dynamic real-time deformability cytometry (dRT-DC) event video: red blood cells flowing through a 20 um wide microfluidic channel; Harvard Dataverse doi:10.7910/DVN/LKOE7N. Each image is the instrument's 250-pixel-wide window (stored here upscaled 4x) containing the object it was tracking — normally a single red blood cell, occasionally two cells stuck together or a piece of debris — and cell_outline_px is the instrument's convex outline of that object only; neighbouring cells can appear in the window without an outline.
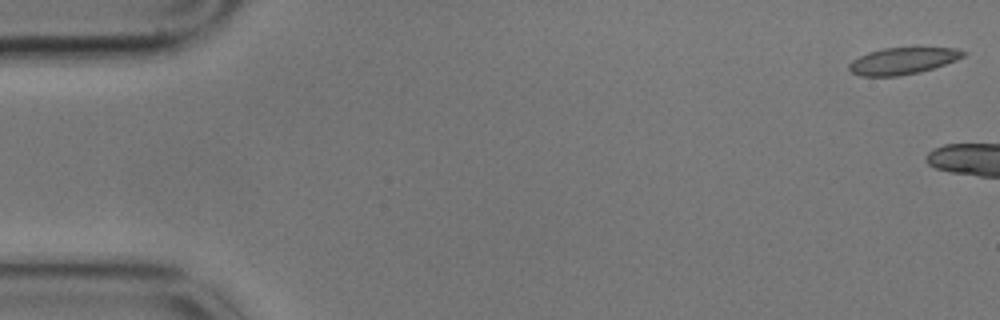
{"species": "common noctule bat (a hibernating species)", "species_latin": "Nyctalus noctula", "temperature_condition": "cold", "stored_images_in_passage": 5, "camera_frame_rate_fps": 3000, "um_per_image_px": 0.085, "animal": {"sex": "male", "body_mass_g": 17.9}, "frame": {"image": 1, "passage_image": 1, "time_ms": 0.0, "image_size_px": [1000, 320], "cell_outline_px": [[968, 52], [964, 56], [956, 60], [920, 72], [900, 76], [860, 76], [852, 72], [848, 68], [848, 64], [852, 60], [868, 52], [884, 48], [956, 48]], "centroid_in_image_um": [76.72, 5.18], "position_along_channel_um": 8.3, "area_um2": 17.69}}